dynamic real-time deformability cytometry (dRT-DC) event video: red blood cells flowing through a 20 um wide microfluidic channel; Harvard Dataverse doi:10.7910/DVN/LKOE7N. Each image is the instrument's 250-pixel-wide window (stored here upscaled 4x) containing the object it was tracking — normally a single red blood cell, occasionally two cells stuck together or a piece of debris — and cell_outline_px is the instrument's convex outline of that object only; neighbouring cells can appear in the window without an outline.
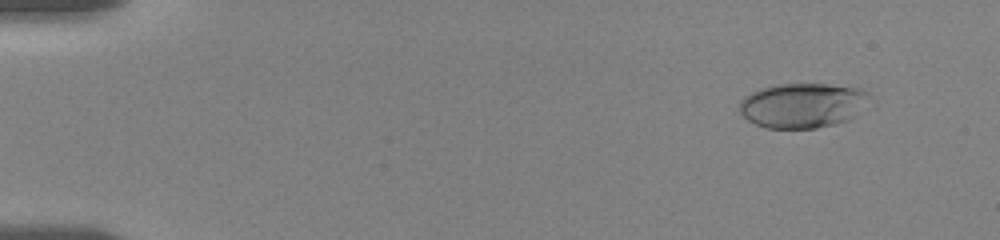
{"species": "human", "species_latin": "Homo sapiens", "temperature_condition": "room temperature", "stored_images_in_passage": 26, "camera_frame_rate_fps": 3000, "um_per_image_px": 0.085, "donor": {"sex": "female"}, "frame": {"image": 1, "passage_image": 4, "time_ms": 1.667, "image_size_px": [1000, 240], "cell_outline_px": [[868, 96], [852, 116], [848, 120], [836, 124], [816, 128], [764, 128], [748, 120], [740, 112], [740, 100], [744, 96], [760, 88], [780, 84], [828, 84], [856, 88], [868, 92]], "centroid_in_image_um": [68.13, 8.96], "position_along_channel_um": 16.9, "area_um2": 33.35}}
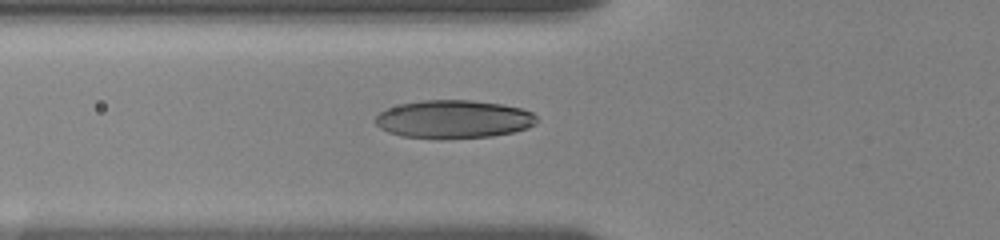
{"frame": {"image": 2, "passage_image": 15, "time_ms": 7.0, "image_size_px": [1000, 240], "cell_outline_px": [[536, 124], [528, 128], [512, 132], [492, 136], [440, 140], [436, 140], [400, 136], [388, 132], [380, 128], [376, 124], [376, 116], [380, 112], [388, 108], [400, 104], [420, 100], [472, 100], [500, 104], [520, 108], [532, 112], [536, 116]], "centroid_in_image_um": [38.53, 10.15], "position_along_channel_um": 87.3, "area_um2": 36.3}}
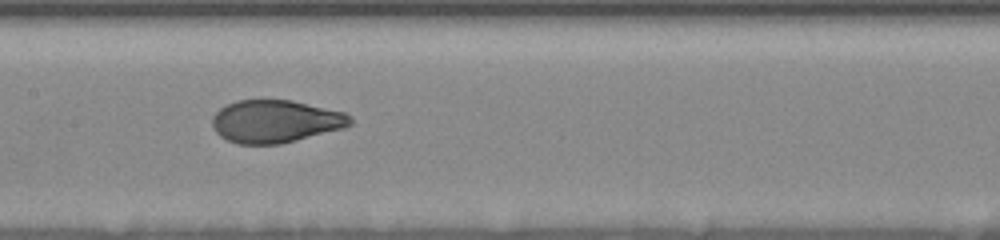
{"frame": {"image": 3, "passage_image": 25, "time_ms": 9.667, "image_size_px": [1000, 240], "cell_outline_px": [[352, 124], [344, 128], [280, 144], [236, 144], [220, 136], [212, 128], [212, 116], [220, 108], [236, 100], [292, 100], [344, 112], [352, 116]], "centroid_in_image_um": [23.4, 10.31], "position_along_channel_um": 184.0, "area_um2": 34.39}}